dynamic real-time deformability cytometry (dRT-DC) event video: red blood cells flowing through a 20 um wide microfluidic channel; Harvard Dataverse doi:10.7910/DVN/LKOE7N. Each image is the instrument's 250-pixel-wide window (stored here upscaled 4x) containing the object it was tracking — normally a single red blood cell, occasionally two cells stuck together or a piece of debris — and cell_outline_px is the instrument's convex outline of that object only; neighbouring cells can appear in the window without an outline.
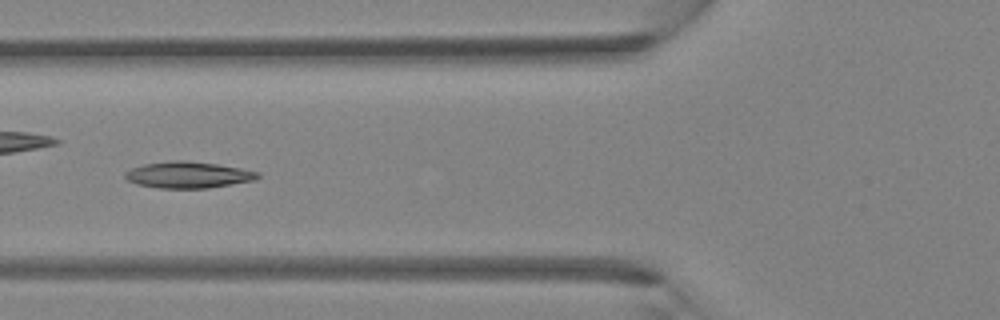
{"species": "Egyptian fruit bat (a non-hibernating species)", "species_latin": "Rousettus aegyptiacus", "temperature_condition": "room temperature", "stored_images_in_passage": 5, "camera_frame_rate_fps": 3000, "um_per_image_px": 0.085, "animal": {"sex": "female"}, "frame": {"image": 1, "passage_image": 5, "time_ms": 1.333, "image_size_px": [1000, 320], "cell_outline_px": [[260, 176], [256, 180], [208, 188], [156, 188], [136, 184], [128, 180], [124, 176], [124, 172], [132, 168], [144, 164], [172, 160], [180, 160], [216, 164], [240, 168], [260, 172]], "centroid_in_image_um": [15.99, 14.87], "position_along_channel_um": 109.8, "area_um2": 20.4}}